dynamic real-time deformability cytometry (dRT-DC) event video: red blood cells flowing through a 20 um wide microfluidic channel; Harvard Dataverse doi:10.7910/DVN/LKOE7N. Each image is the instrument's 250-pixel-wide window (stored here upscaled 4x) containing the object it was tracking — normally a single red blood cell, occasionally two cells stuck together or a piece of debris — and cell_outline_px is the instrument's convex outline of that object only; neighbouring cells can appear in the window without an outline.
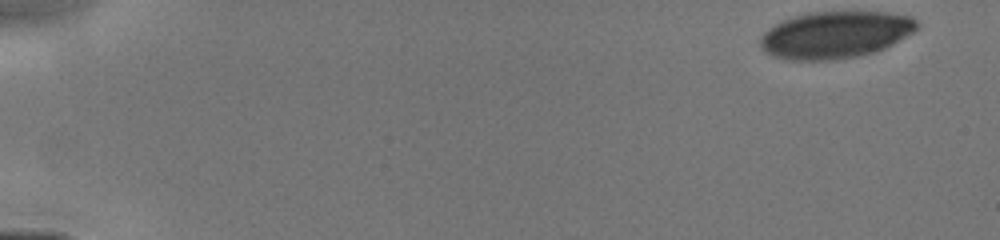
{"species": "human", "species_latin": "Homo sapiens", "temperature_condition": "cold", "stored_images_in_passage": 7, "camera_frame_rate_fps": 3000, "um_per_image_px": 0.085, "donor": {"sex": "male"}, "frame": {"image": 1, "passage_image": 1, "time_ms": 0.0, "image_size_px": [1000, 240], "cell_outline_px": [[920, 28], [892, 44], [884, 48], [872, 52], [856, 56], [828, 60], [788, 60], [772, 56], [760, 48], [760, 36], [768, 28], [792, 16], [808, 12], [888, 12], [912, 16], [920, 24]], "centroid_in_image_um": [70.99, 2.94], "position_along_channel_um": 14.0, "area_um2": 43.0}}
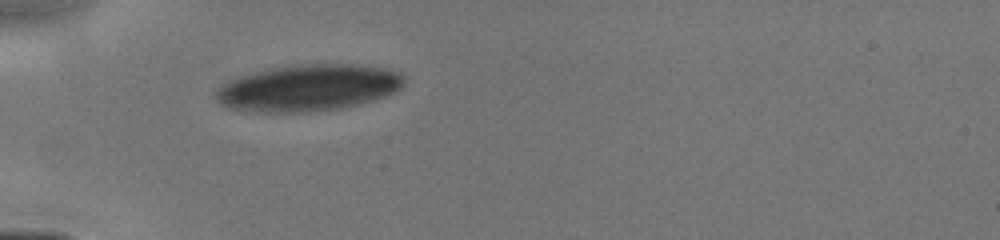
{"frame": {"image": 2, "passage_image": 6, "time_ms": 4.333, "image_size_px": [1000, 240], "cell_outline_px": [[404, 84], [396, 92], [360, 104], [340, 108], [308, 112], [248, 112], [224, 108], [216, 100], [216, 88], [220, 84], [228, 80], [252, 72], [272, 68], [300, 64], [360, 64], [384, 68], [400, 72], [404, 76]], "centroid_in_image_um": [26.16, 7.47], "position_along_channel_um": 58.8, "area_um2": 51.67}}
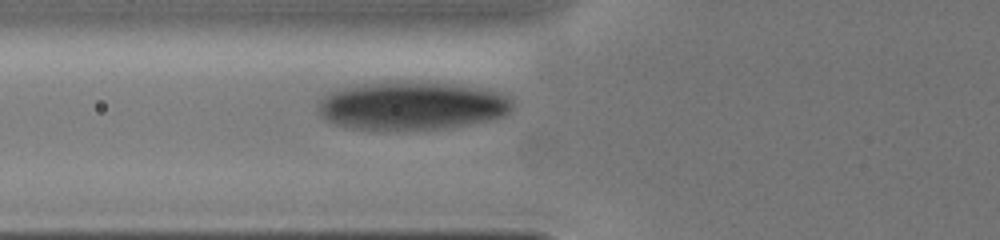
{"frame": {"image": 3, "passage_image": 7, "time_ms": 5.333, "image_size_px": [1000, 240], "cell_outline_px": [[512, 108], [504, 116], [488, 120], [440, 128], [348, 128], [332, 124], [320, 116], [316, 100], [336, 88], [364, 84], [452, 84], [480, 88], [512, 96]], "centroid_in_image_um": [34.95, 8.99], "position_along_channel_um": 90.8, "area_um2": 53.23}}